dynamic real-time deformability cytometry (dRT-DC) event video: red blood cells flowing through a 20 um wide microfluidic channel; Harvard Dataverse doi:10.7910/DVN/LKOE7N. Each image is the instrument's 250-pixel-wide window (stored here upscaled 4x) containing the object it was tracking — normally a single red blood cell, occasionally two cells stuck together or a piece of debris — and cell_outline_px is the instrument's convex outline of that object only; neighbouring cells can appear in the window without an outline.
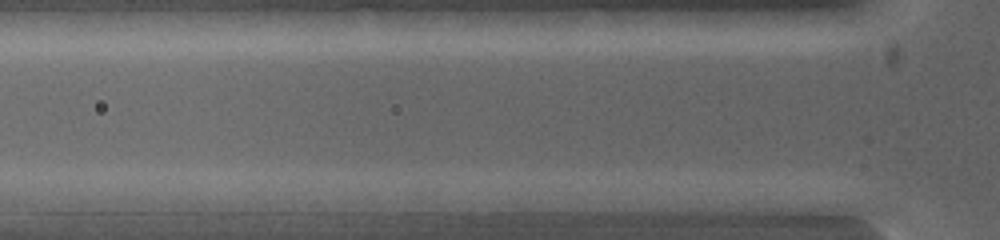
{"species": "common noctule bat (a hibernating species)", "species_latin": "Nyctalus noctula", "temperature_condition": "warm", "stored_images_in_passage": 5, "camera_frame_rate_fps": 5000, "um_per_image_px": 0.085, "animal": {"sex": "female", "body_mass_g": 19.0, "forearm_length_mm": 53.3}, "frame": {"image": 1, "passage_image": 5, "time_ms": 2.4, "image_size_px": [1000, 240], "cell_outline_px": [[664, 200], [652, 208], [620, 212], [500, 212], [492, 200], [528, 192], [652, 192]], "centroid_in_image_um": [49.1, 17.17], "position_along_channel_um": 76.7, "area_um2": 21.96}}